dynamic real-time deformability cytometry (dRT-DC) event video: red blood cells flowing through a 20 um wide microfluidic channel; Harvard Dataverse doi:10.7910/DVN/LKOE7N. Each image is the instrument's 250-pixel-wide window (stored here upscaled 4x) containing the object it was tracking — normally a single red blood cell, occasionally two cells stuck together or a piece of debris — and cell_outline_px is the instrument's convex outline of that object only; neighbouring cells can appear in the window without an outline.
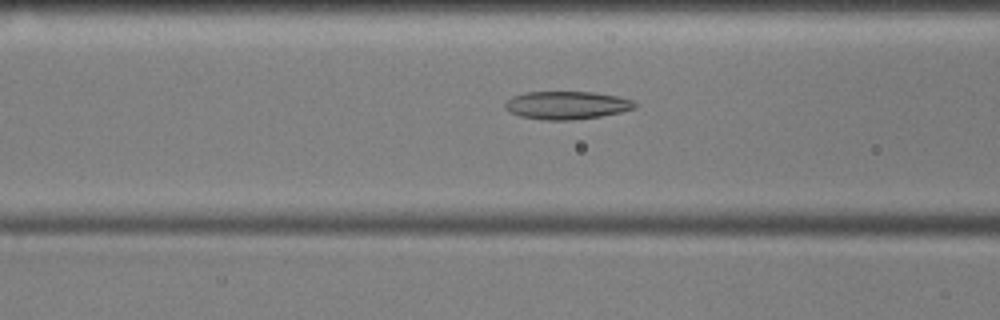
{"species": "common noctule bat (a hibernating species)", "species_latin": "Nyctalus noctula", "temperature_condition": "cold", "stored_images_in_passage": 27, "camera_frame_rate_fps": 3000, "um_per_image_px": 0.085, "animal": {"sex": "male", "body_mass_g": 17.9, "forearm_length_mm": 54.2}, "frame": {"image": 1, "passage_image": 14, "time_ms": 4.333, "image_size_px": [1000, 320], "cell_outline_px": [[636, 108], [620, 112], [600, 116], [568, 120], [544, 120], [520, 116], [512, 112], [504, 104], [512, 96], [524, 92], [592, 92], [616, 96], [632, 100], [636, 104]], "centroid_in_image_um": [48.18, 8.94], "position_along_channel_um": 118.4, "area_um2": 20.87}}
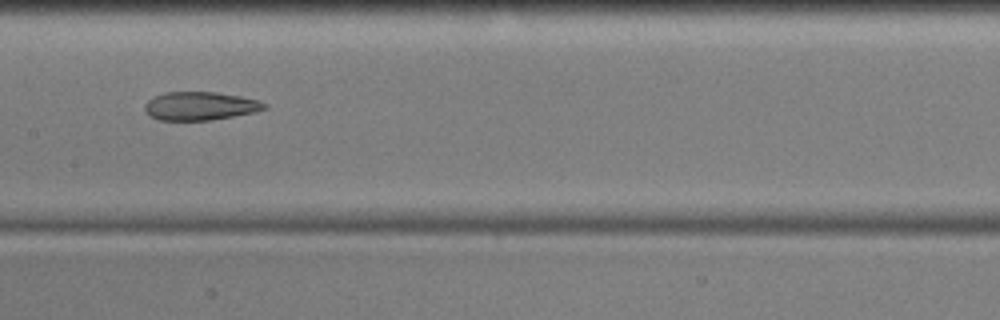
{"frame": {"image": 2, "passage_image": 20, "time_ms": 6.333, "image_size_px": [1000, 320], "cell_outline_px": [[268, 108], [256, 112], [212, 120], [156, 120], [148, 116], [144, 108], [144, 104], [148, 100], [164, 92], [216, 92], [240, 96], [256, 100], [268, 104]], "centroid_in_image_um": [17.0, 9.02], "position_along_channel_um": 190.4, "area_um2": 19.94}}
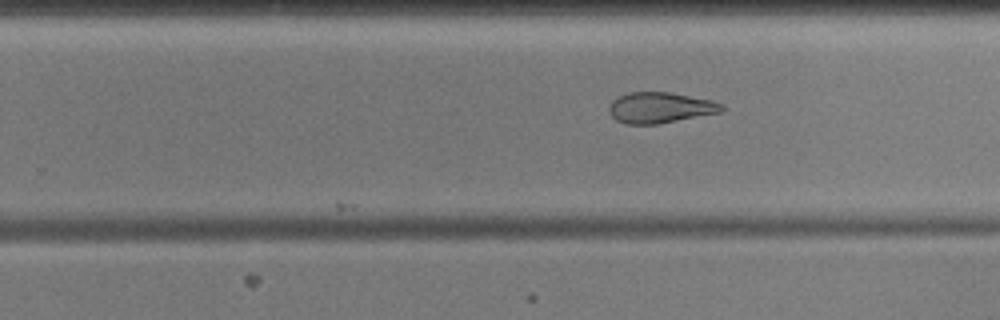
{"frame": {"image": 3, "passage_image": 27, "time_ms": 8.667, "image_size_px": [1000, 320], "cell_outline_px": [[728, 108], [720, 112], [656, 124], [624, 124], [616, 120], [608, 112], [608, 108], [612, 100], [628, 92], [668, 92], [712, 100], [724, 104]], "centroid_in_image_um": [56.11, 9.15], "position_along_channel_um": 273.7, "area_um2": 20.23}}